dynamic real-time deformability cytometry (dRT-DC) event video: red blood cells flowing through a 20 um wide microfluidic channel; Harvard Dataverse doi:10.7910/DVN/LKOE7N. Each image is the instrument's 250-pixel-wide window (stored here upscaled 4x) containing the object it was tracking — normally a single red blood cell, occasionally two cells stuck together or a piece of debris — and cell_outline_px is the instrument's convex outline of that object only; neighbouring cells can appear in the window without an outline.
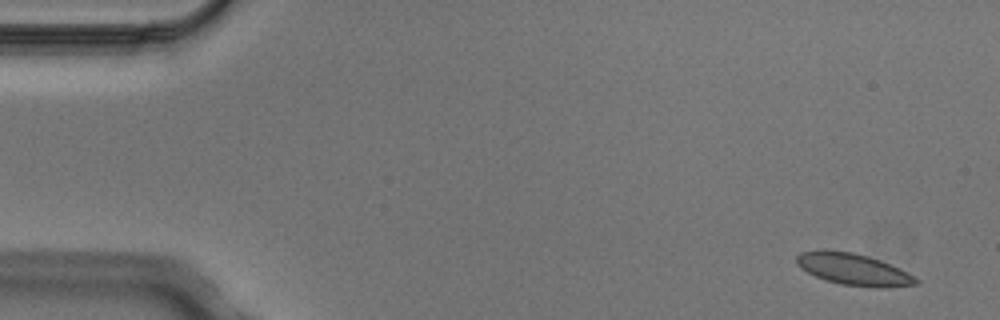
{"species": "Egyptian fruit bat (a non-hibernating species)", "species_latin": "Rousettus aegyptiacus", "temperature_condition": "cold", "stored_images_in_passage": 6, "camera_frame_rate_fps": 3000, "um_per_image_px": 0.085, "animal": {"sex": "male"}, "frame": {"image": 1, "passage_image": 1, "time_ms": 0.0, "image_size_px": [1000, 320], "cell_outline_px": [[920, 284], [880, 288], [872, 288], [840, 284], [824, 280], [800, 268], [796, 264], [796, 256], [800, 252], [824, 248], [852, 252], [868, 256], [880, 260], [908, 272], [916, 276], [920, 280]], "centroid_in_image_um": [72.54, 22.89], "position_along_channel_um": 12.5, "area_um2": 22.54}}
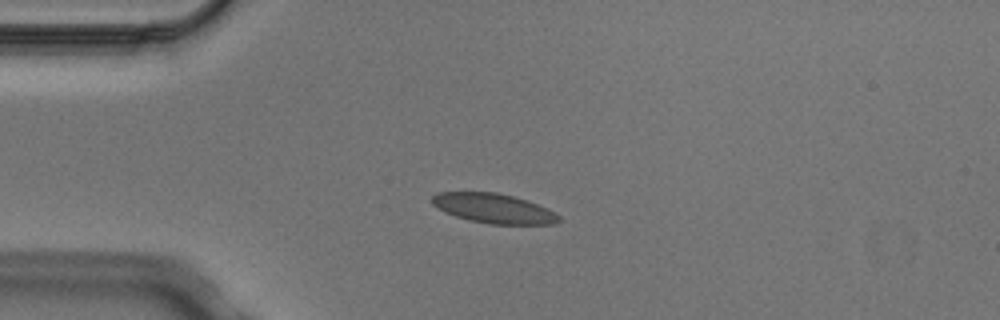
{"frame": {"image": 2, "passage_image": 4, "time_ms": 1.0, "image_size_px": [1000, 320], "cell_outline_px": [[560, 220], [556, 224], [488, 224], [468, 220], [444, 212], [432, 204], [432, 196], [436, 192], [496, 192], [528, 200], [548, 208], [560, 216]], "centroid_in_image_um": [41.97, 17.71], "position_along_channel_um": 43.0, "area_um2": 22.02}}
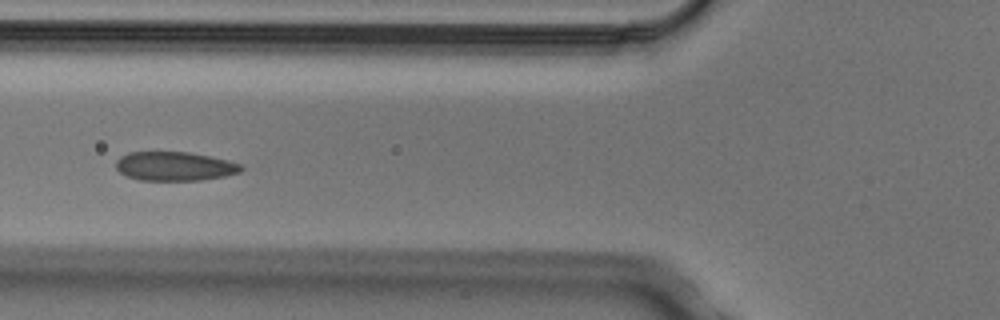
{"frame": {"image": 3, "passage_image": 6, "time_ms": 1.667, "image_size_px": [1000, 320], "cell_outline_px": [[244, 168], [240, 172], [224, 176], [200, 180], [136, 180], [120, 172], [116, 168], [116, 160], [120, 156], [128, 152], [188, 152], [228, 160], [240, 164]], "centroid_in_image_um": [14.82, 14.13], "position_along_channel_um": 111.0, "area_um2": 21.1}}